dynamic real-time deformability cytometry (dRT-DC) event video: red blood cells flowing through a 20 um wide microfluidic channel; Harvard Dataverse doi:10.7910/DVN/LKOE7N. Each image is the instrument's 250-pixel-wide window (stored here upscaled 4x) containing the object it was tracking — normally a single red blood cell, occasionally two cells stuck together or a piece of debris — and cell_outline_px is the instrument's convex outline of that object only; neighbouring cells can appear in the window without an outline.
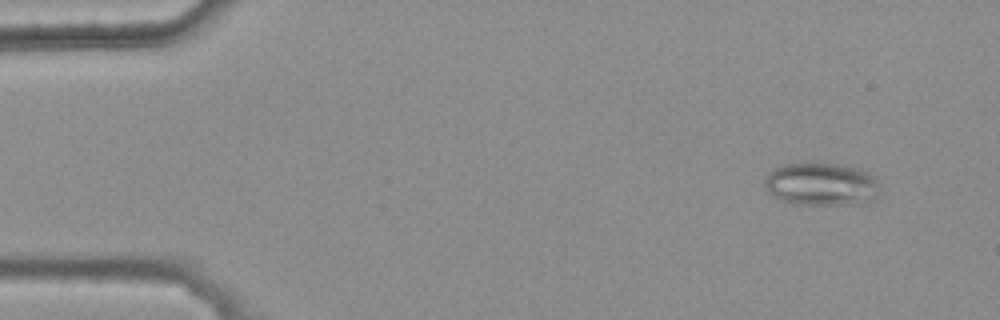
{"species": "common noctule bat (a hibernating species)", "species_latin": "Nyctalus noctula", "temperature_condition": "warm", "stored_images_in_passage": 4, "camera_frame_rate_fps": 3000, "um_per_image_px": 0.085, "animal": {"sex": "female", "body_mass_g": 25.1}, "frame": {"image": 1, "passage_image": 1, "time_ms": 0.0, "image_size_px": [1000, 320], "cell_outline_px": [[880, 192], [876, 196], [864, 204], [796, 204], [772, 196], [764, 184], [764, 180], [768, 172], [780, 164], [808, 160], [840, 164], [860, 168], [868, 172], [880, 184]], "centroid_in_image_um": [69.81, 15.6], "position_along_channel_um": 15.2, "area_um2": 29.71}}